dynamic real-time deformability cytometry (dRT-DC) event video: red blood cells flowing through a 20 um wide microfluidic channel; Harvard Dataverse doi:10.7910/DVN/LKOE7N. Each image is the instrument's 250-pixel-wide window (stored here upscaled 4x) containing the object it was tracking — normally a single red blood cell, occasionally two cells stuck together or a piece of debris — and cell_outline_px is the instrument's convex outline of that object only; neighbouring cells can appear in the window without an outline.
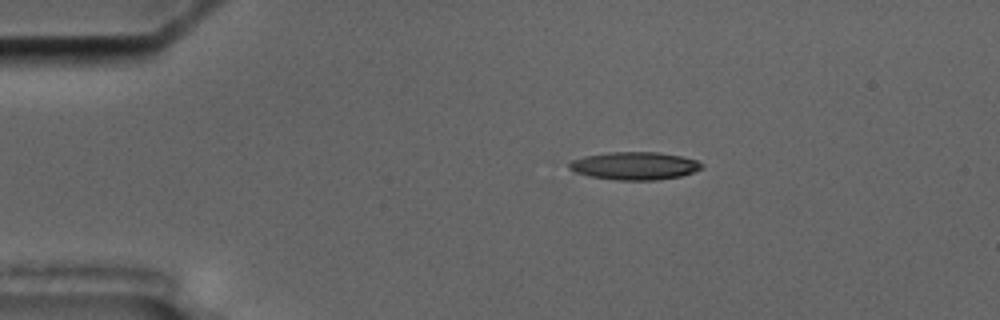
{"species": "common noctule bat (a hibernating species)", "species_latin": "Nyctalus noctula", "temperature_condition": "cold", "stored_images_in_passage": 5, "camera_frame_rate_fps": 3000, "um_per_image_px": 0.085, "animal": {"sex": "male", "body_mass_g": 17.5, "forearm_length_mm": 52.3}, "frame": {"image": 1, "passage_image": 2, "time_ms": 1.0, "image_size_px": [1000, 320], "cell_outline_px": [[704, 168], [680, 176], [656, 180], [616, 180], [588, 176], [576, 172], [568, 168], [568, 164], [572, 160], [584, 156], [608, 152], [660, 152], [680, 156], [696, 160], [704, 164]], "centroid_in_image_um": [53.94, 14.09], "position_along_channel_um": 31.1, "area_um2": 21.56}}
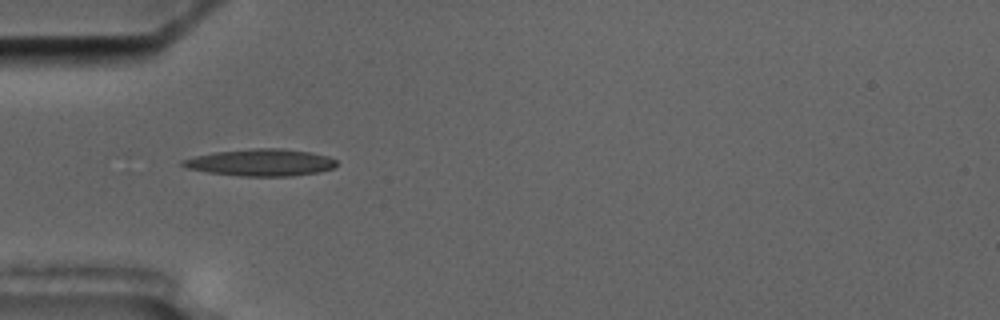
{"frame": {"image": 2, "passage_image": 4, "time_ms": 3.333, "image_size_px": [1000, 320], "cell_outline_px": [[336, 164], [332, 168], [320, 172], [292, 176], [244, 176], [208, 172], [188, 168], [180, 164], [180, 160], [212, 152], [252, 148], [284, 148], [312, 152], [328, 156], [336, 160]], "centroid_in_image_um": [22.18, 13.8], "position_along_channel_um": 62.8, "area_um2": 24.28}}